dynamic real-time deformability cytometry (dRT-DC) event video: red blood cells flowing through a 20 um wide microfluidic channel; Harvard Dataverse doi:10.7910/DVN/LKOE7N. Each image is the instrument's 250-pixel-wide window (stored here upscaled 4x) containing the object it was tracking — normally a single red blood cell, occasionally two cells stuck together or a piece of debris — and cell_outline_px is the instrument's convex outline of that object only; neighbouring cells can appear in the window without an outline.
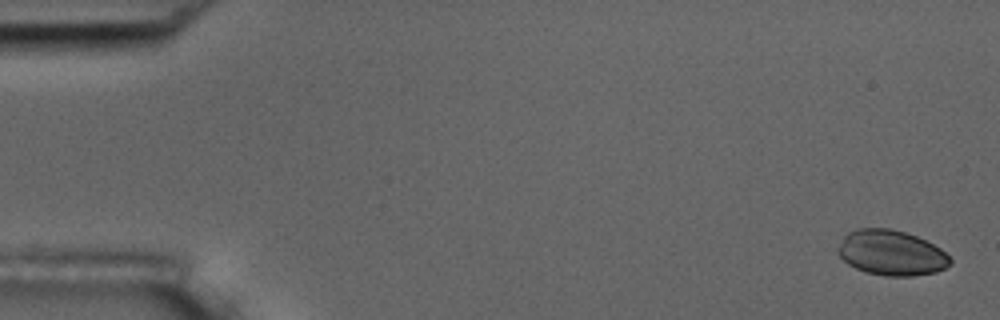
{"species": "common noctule bat (a hibernating species)", "species_latin": "Nyctalus noctula", "temperature_condition": "room temperature", "stored_images_in_passage": 5, "camera_frame_rate_fps": 3000, "um_per_image_px": 0.085, "animal": {"sex": "male", "body_mass_g": 17.5, "forearm_length_mm": 52.3}, "frame": {"image": 1, "passage_image": 1, "time_ms": 0.0, "image_size_px": [1000, 320], "cell_outline_px": [[952, 264], [936, 272], [912, 276], [884, 276], [864, 272], [848, 264], [836, 252], [844, 236], [848, 232], [856, 228], [888, 228], [904, 232], [916, 236], [940, 248], [952, 260]], "centroid_in_image_um": [75.75, 21.5], "position_along_channel_um": 9.3, "area_um2": 29.54}}
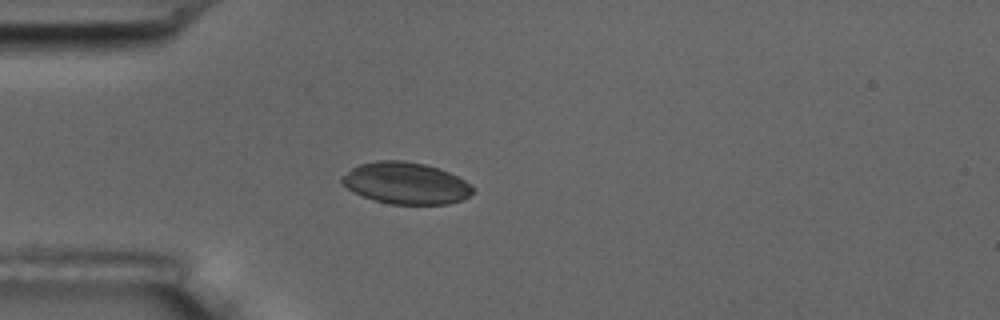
{"frame": {"image": 2, "passage_image": 5, "time_ms": 4.667, "image_size_px": [1000, 320], "cell_outline_px": [[472, 192], [468, 196], [460, 200], [448, 204], [392, 204], [376, 200], [364, 196], [340, 184], [340, 180], [352, 168], [360, 164], [376, 160], [404, 160], [424, 164], [440, 168], [472, 184]], "centroid_in_image_um": [34.5, 15.56], "position_along_channel_um": 50.5, "area_um2": 31.5}}